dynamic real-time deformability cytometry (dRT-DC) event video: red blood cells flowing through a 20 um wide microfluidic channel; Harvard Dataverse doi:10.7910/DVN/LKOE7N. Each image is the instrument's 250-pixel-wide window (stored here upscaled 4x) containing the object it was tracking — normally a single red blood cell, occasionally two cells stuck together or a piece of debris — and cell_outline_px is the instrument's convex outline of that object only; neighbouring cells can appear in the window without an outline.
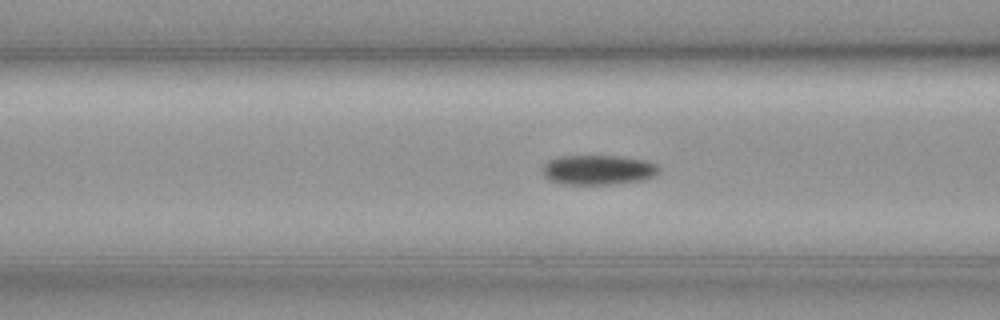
{"species": "common noctule bat (a hibernating species)", "species_latin": "Nyctalus noctula", "temperature_condition": "cold", "stored_images_in_passage": 52, "camera_frame_rate_fps": 3000, "um_per_image_px": 0.085, "animal": {"sex": "female", "body_mass_g": 19.3, "forearm_length_mm": 54.1}, "frame": {"image": 1, "passage_image": 22, "time_ms": 7.0, "image_size_px": [1000, 320], "cell_outline_px": [[660, 172], [644, 180], [612, 184], [560, 184], [548, 180], [544, 176], [540, 168], [548, 160], [560, 156], [620, 156], [648, 160], [656, 164], [660, 168]], "centroid_in_image_um": [50.82, 14.44], "position_along_channel_um": 115.8, "area_um2": 20.52}}
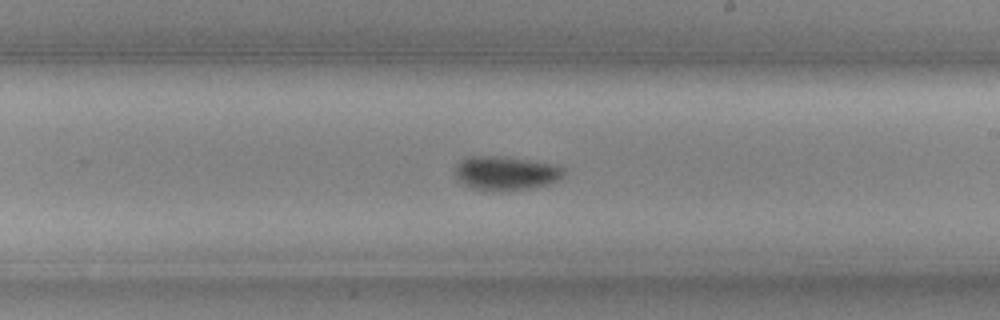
{"frame": {"image": 2, "passage_image": 33, "time_ms": 10.667, "image_size_px": [1000, 320], "cell_outline_px": [[564, 176], [560, 180], [548, 184], [532, 188], [492, 192], [472, 188], [464, 184], [456, 176], [456, 164], [468, 156], [500, 156], [552, 164], [564, 168]], "centroid_in_image_um": [43.0, 14.73], "position_along_channel_um": 246.0, "area_um2": 21.5}}
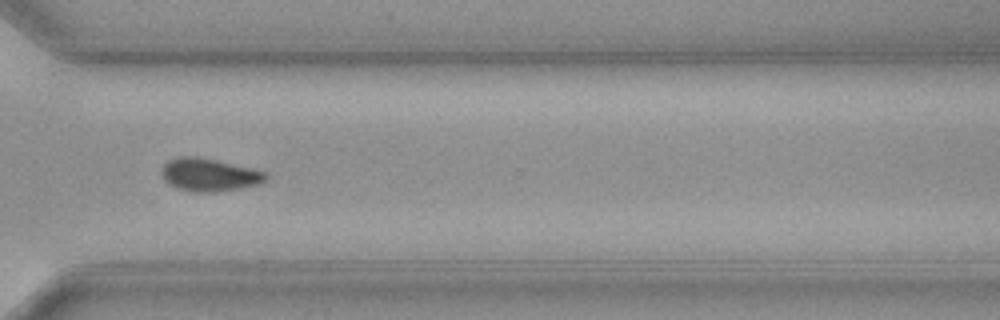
{"frame": {"image": 3, "passage_image": 42, "time_ms": 13.667, "image_size_px": [1000, 320], "cell_outline_px": [[268, 176], [260, 184], [240, 188], [212, 192], [192, 192], [176, 188], [168, 184], [164, 180], [160, 172], [160, 168], [168, 160], [180, 156], [196, 156], [216, 160], [252, 168], [268, 172]], "centroid_in_image_um": [17.75, 14.85], "position_along_channel_um": 352.9, "area_um2": 20.17}, "authors_computed_cell_mechanics": {"area_um2": 19.6231, "velocity_mm_per_s": 3.5599, "shape_relaxation_time_tau1_ms": 4.6118, "shape_relaxation_time_tau2_ms": null, "deformation_change_tau1": 0.0927, "deformation_change_tau2": null}}